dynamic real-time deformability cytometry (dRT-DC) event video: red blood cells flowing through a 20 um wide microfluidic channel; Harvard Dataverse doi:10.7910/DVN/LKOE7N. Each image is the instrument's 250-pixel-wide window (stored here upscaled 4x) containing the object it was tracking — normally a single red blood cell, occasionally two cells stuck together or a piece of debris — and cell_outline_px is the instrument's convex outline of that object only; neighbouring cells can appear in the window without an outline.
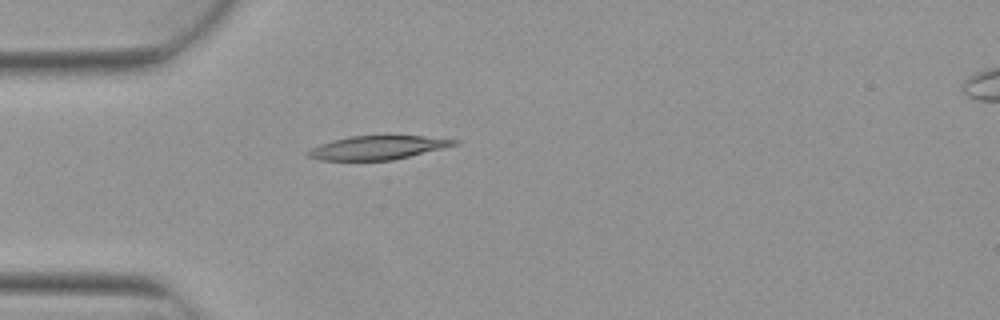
{"species": "Egyptian fruit bat (a non-hibernating species)", "species_latin": "Rousettus aegyptiacus", "temperature_condition": "warm", "stored_images_in_passage": 4, "camera_frame_rate_fps": 3000, "um_per_image_px": 0.085, "animal": {"sex": "female"}, "frame": {"image": 1, "passage_image": 4, "time_ms": 1.0, "image_size_px": [1000, 320], "cell_outline_px": [[460, 144], [392, 160], [320, 160], [308, 156], [304, 152], [320, 144], [332, 140], [348, 136], [388, 132], [460, 140]], "centroid_in_image_um": [32.14, 12.49], "position_along_channel_um": 52.9, "area_um2": 21.21}}